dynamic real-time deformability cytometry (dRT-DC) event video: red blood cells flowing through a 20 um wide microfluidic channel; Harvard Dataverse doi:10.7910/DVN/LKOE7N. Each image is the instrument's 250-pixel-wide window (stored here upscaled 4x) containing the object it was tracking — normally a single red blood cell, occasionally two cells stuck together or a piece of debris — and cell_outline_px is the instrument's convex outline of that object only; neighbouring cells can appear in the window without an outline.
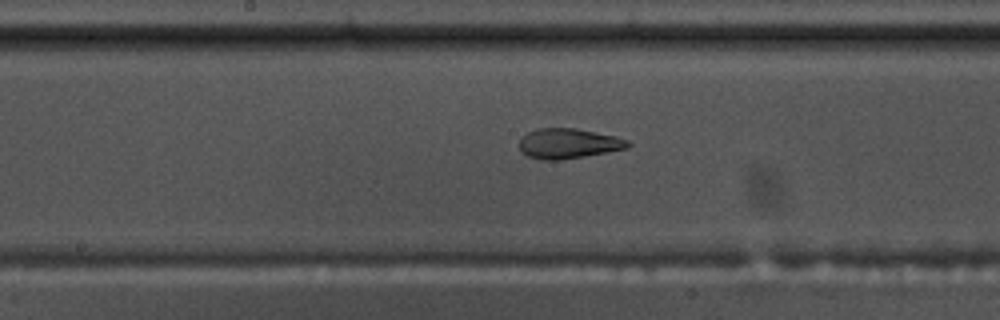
{"species": "common noctule bat (a hibernating species)", "species_latin": "Nyctalus noctula", "temperature_condition": "warm", "stored_images_in_passage": 56, "camera_frame_rate_fps": 3000, "um_per_image_px": 0.085, "animal": {"sex": "male", "body_mass_g": 17.5, "forearm_length_mm": 52.3}, "frame": {"image": 1, "passage_image": 29, "time_ms": 9.333, "image_size_px": [1000, 320], "cell_outline_px": [[632, 144], [628, 148], [584, 156], [560, 160], [540, 160], [528, 156], [520, 152], [520, 140], [528, 132], [536, 128], [576, 128], [616, 136], [628, 140]], "centroid_in_image_um": [48.31, 12.2], "position_along_channel_um": 199.9, "area_um2": 19.07}}
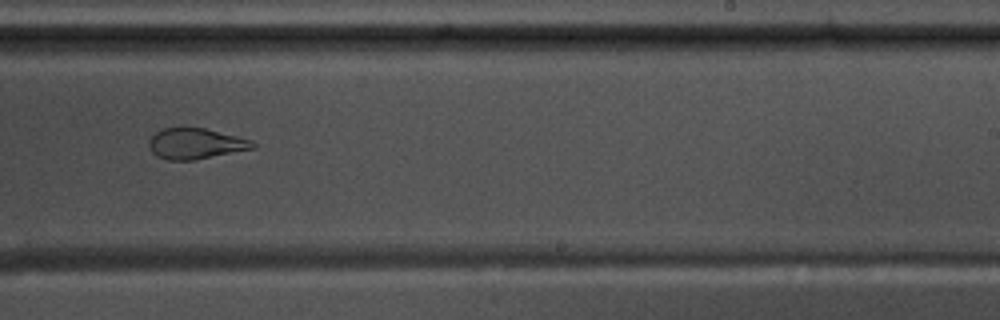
{"frame": {"image": 2, "passage_image": 35, "time_ms": 11.333, "image_size_px": [1000, 320], "cell_outline_px": [[256, 148], [192, 160], [168, 160], [156, 156], [152, 152], [148, 144], [148, 140], [156, 132], [164, 128], [204, 128], [252, 140], [256, 144]], "centroid_in_image_um": [16.62, 12.21], "position_along_channel_um": 272.4, "area_um2": 18.44}}
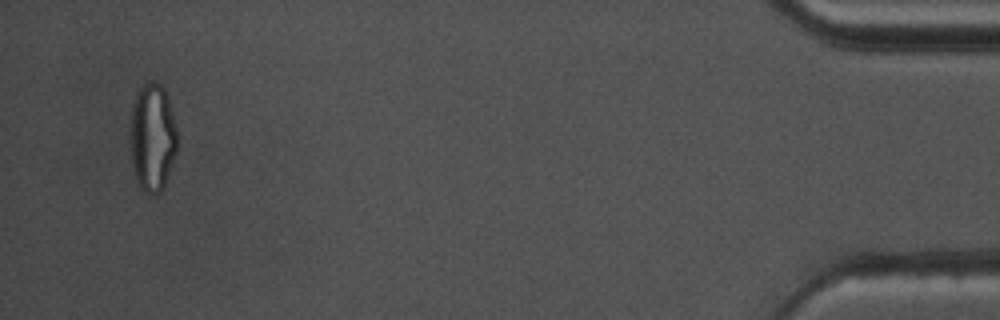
{"frame": {"image": 3, "passage_image": 54, "time_ms": 17.667, "image_size_px": [1000, 320], "cell_outline_px": [[176, 152], [164, 188], [156, 196], [152, 196], [144, 192], [140, 188], [136, 180], [132, 168], [128, 136], [132, 104], [136, 92], [144, 84], [160, 84], [164, 88], [176, 124]], "centroid_in_image_um": [12.91, 11.75], "position_along_channel_um": 422.3, "area_um2": 30.17}, "authors_computed_cell_mechanics": {"area_um2": 22.253, "velocity_mm_per_s": 3.6284, "shape_relaxation_time_tau1_ms": null, "shape_relaxation_time_tau2_ms": 1.4922, "deformation_change_tau1": null, "deformation_change_tau2": 0.0806}}